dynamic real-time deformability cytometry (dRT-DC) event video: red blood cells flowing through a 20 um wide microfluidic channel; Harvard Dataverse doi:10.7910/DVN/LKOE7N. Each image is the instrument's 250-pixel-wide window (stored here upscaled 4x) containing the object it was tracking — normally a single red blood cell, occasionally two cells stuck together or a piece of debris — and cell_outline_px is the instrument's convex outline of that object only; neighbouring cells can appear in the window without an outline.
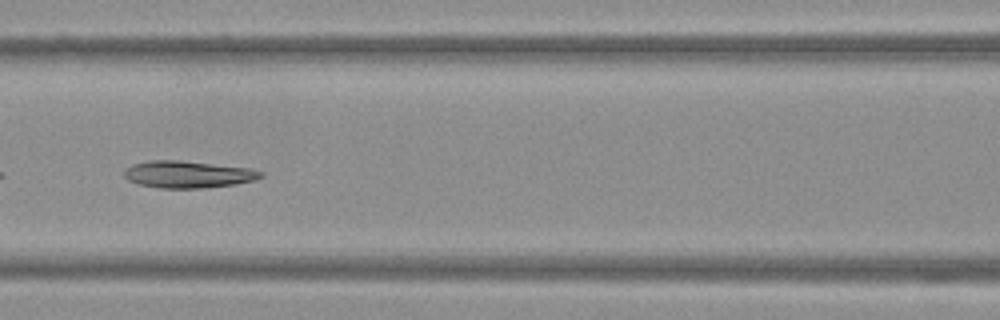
{"species": "Egyptian fruit bat (a non-hibernating species)", "species_latin": "Rousettus aegyptiacus", "temperature_condition": "warm", "stored_images_in_passage": 39, "camera_frame_rate_fps": 3000, "um_per_image_px": 0.085, "frame": {"image": 1, "passage_image": 8, "time_ms": 2.333, "image_size_px": [1000, 320], "cell_outline_px": [[264, 176], [256, 180], [236, 184], [204, 188], [156, 188], [136, 184], [128, 180], [124, 176], [124, 168], [132, 164], [148, 160], [176, 160], [252, 168], [264, 172]], "centroid_in_image_um": [15.97, 14.82], "position_along_channel_um": 150.6, "area_um2": 21.85}}
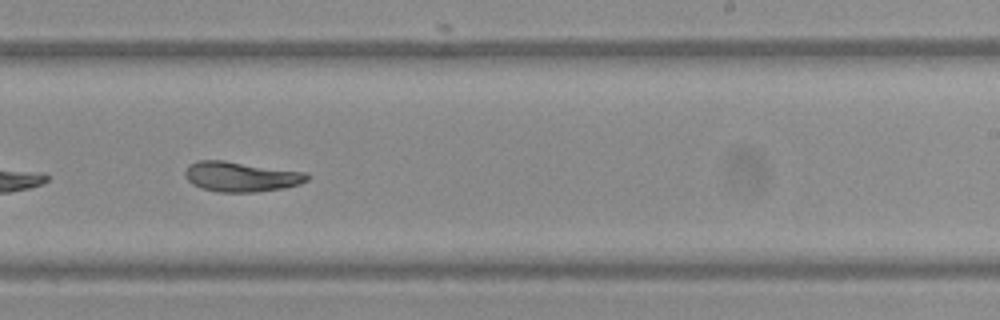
{"frame": {"image": 2, "passage_image": 18, "time_ms": 5.667, "image_size_px": [1000, 320], "cell_outline_px": [[308, 180], [300, 184], [284, 188], [256, 192], [220, 192], [200, 188], [192, 184], [184, 176], [184, 172], [188, 164], [196, 160], [224, 160], [308, 172]], "centroid_in_image_um": [20.47, 15.0], "position_along_channel_um": 268.5, "area_um2": 21.68}}
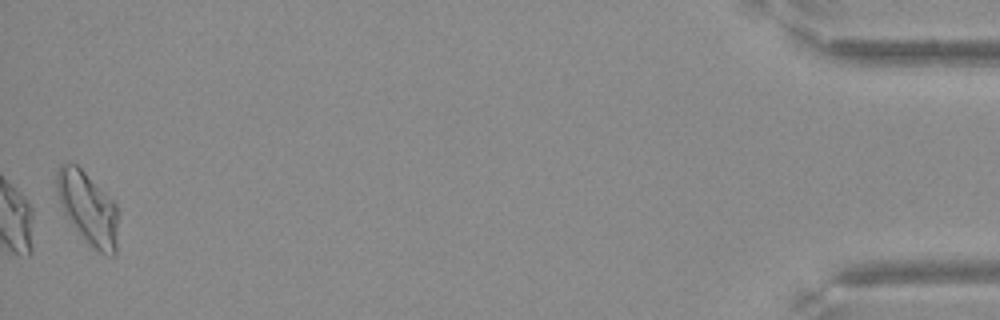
{"frame": {"image": 3, "passage_image": 39, "time_ms": 12.667, "image_size_px": [1000, 320], "cell_outline_px": [[116, 256], [112, 256], [100, 252], [88, 244], [84, 240], [64, 216], [56, 192], [56, 172], [60, 164], [76, 164], [116, 204]], "centroid_in_image_um": [7.42, 17.71], "position_along_channel_um": 427.8, "area_um2": 25.66}}